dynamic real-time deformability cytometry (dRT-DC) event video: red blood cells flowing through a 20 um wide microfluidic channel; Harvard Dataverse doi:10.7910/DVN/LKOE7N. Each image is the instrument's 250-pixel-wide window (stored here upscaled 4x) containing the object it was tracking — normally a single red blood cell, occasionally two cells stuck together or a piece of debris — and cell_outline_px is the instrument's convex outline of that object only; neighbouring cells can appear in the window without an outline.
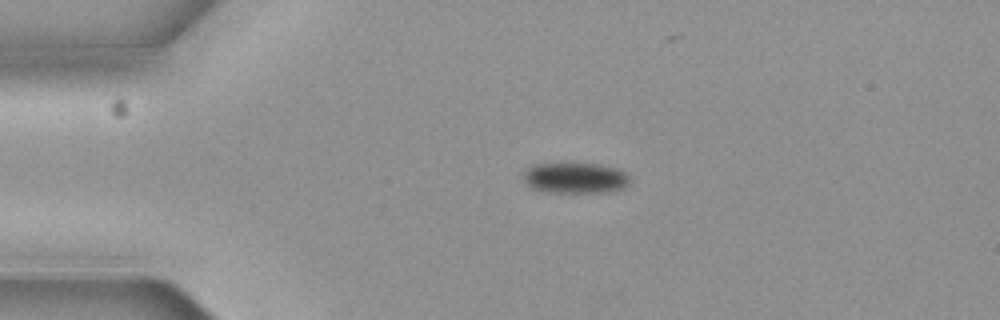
{"species": "common noctule bat (a hibernating species)", "species_latin": "Nyctalus noctula", "temperature_condition": "cold", "stored_images_in_passage": 3, "camera_frame_rate_fps": 3000, "um_per_image_px": 0.085, "animal": {"sex": "female", "body_mass_g": 19.3, "forearm_length_mm": 54.1}, "frame": {"image": 1, "passage_image": 1, "time_ms": 0.0, "image_size_px": [1000, 320], "cell_outline_px": [[632, 180], [624, 188], [608, 192], [544, 192], [532, 188], [524, 184], [524, 168], [532, 164], [600, 164], [616, 168], [624, 172]], "centroid_in_image_um": [48.87, 15.13], "position_along_channel_um": 36.1, "area_um2": 19.25}}